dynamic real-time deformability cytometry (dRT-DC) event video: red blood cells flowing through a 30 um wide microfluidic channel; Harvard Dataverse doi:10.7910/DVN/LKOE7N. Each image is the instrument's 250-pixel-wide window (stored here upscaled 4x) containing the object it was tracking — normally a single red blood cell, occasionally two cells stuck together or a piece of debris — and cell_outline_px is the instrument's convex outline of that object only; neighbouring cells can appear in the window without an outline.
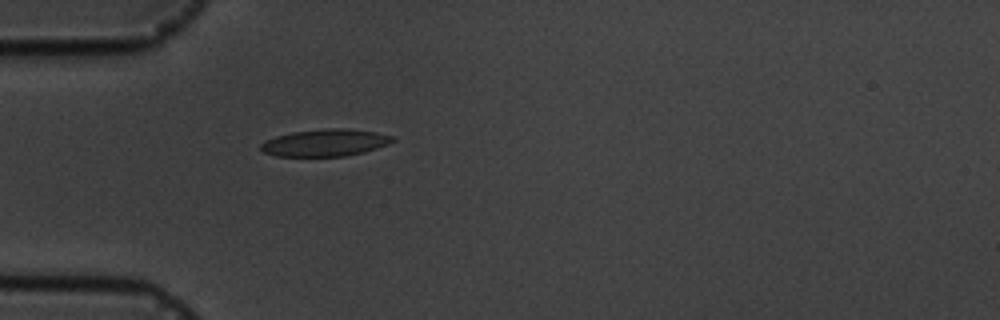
{"species": "common noctule bat (a hibernating species)", "species_latin": "Nyctalus noctula", "temperature_condition": "cold", "stored_images_in_passage": 1, "camera_frame_rate_fps": 3000, "um_per_image_px": 0.085, "animal": {"sex": "male", "body_mass_g": 19.5, "forearm_length_mm": 54.6}, "frame": {"image": 1, "passage_image": 1, "time_ms": 0.0, "image_size_px": [1000, 320], "cell_outline_px": [[396, 140], [388, 144], [364, 152], [344, 156], [276, 156], [264, 152], [260, 148], [260, 144], [276, 136], [292, 132], [328, 128], [344, 128], [376, 132], [392, 136]], "centroid_in_image_um": [27.65, 12.13], "position_along_channel_um": 57.3, "area_um2": 20.63}}